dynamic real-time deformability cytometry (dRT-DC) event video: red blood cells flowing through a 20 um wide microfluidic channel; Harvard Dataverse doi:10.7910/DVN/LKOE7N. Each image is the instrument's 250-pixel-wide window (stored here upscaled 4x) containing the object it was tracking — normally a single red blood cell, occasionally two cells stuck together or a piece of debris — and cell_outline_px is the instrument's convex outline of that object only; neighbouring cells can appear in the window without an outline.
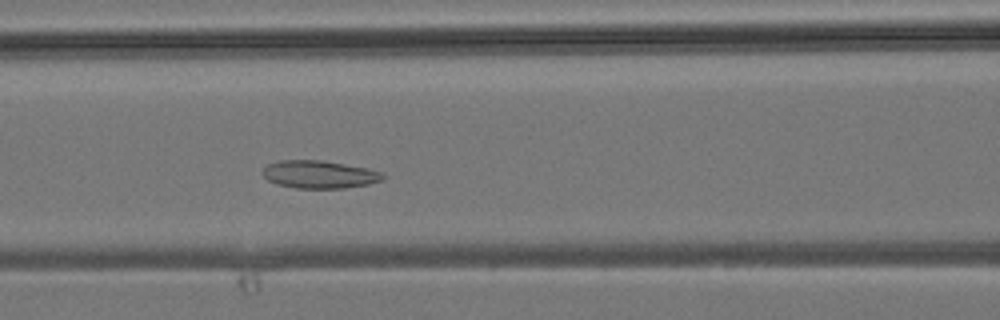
{"species": "common noctule bat (a hibernating species)", "species_latin": "Nyctalus noctula", "temperature_condition": "room temperature", "stored_images_in_passage": 43, "camera_frame_rate_fps": 3000, "um_per_image_px": 0.085, "animal": {"sex": "male", "body_mass_g": 19.2, "forearm_length_mm": 51.8}, "frame": {"image": 1, "passage_image": 16, "time_ms": 5.0, "image_size_px": [1000, 320], "cell_outline_px": [[384, 176], [380, 180], [368, 184], [344, 188], [296, 188], [276, 184], [268, 180], [260, 172], [268, 164], [280, 160], [320, 160], [368, 168], [384, 172]], "centroid_in_image_um": [27.12, 14.82], "position_along_channel_um": 139.5, "area_um2": 19.42}}
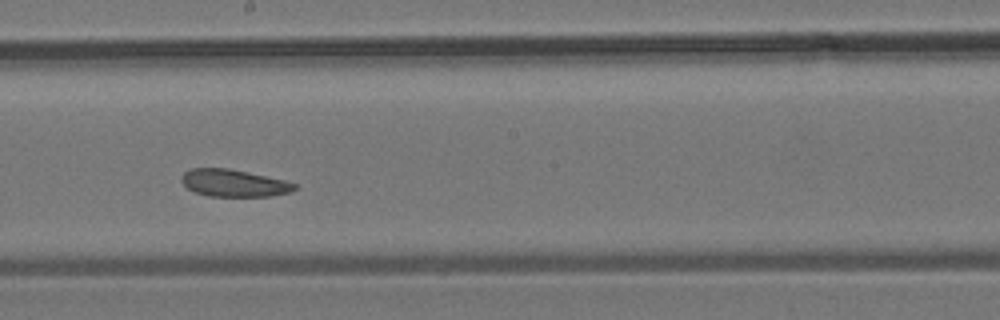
{"frame": {"image": 2, "passage_image": 22, "time_ms": 7.0, "image_size_px": [1000, 320], "cell_outline_px": [[296, 188], [292, 192], [272, 196], [208, 196], [196, 192], [188, 188], [180, 180], [180, 176], [184, 172], [192, 168], [228, 168], [284, 180], [296, 184]], "centroid_in_image_um": [19.86, 15.56], "position_along_channel_um": 228.3, "area_um2": 17.86}}
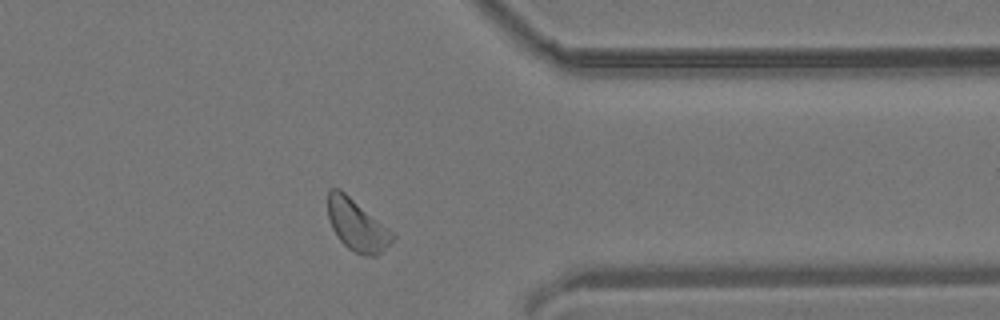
{"frame": {"image": 3, "passage_image": 33, "time_ms": 10.667, "image_size_px": [1000, 320], "cell_outline_px": [[396, 236], [376, 256], [364, 256], [348, 248], [340, 240], [332, 228], [328, 216], [328, 188], [340, 188], [388, 228]], "centroid_in_image_um": [30.31, 19.12], "position_along_channel_um": 381.1, "area_um2": 19.07}}